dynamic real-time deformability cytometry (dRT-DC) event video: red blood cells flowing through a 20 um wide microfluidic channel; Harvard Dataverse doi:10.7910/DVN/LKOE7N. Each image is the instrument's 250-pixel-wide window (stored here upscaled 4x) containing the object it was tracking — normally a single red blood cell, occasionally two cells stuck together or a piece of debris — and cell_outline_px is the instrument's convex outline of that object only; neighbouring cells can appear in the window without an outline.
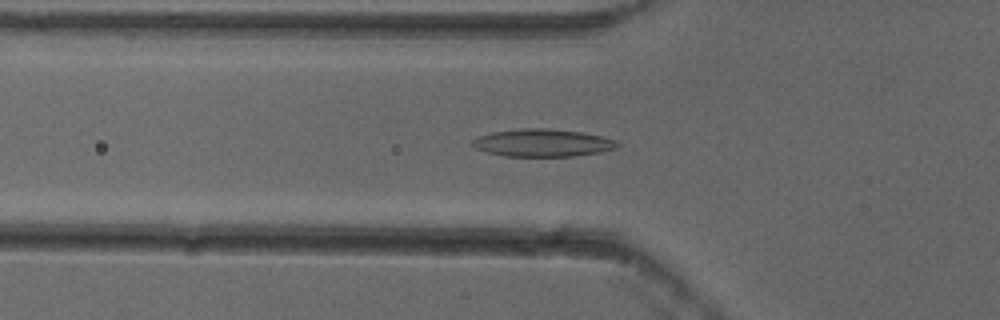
{"species": "common noctule bat (a hibernating species)", "species_latin": "Nyctalus noctula", "temperature_condition": "cold", "stored_images_in_passage": 43, "camera_frame_rate_fps": 3000, "um_per_image_px": 0.085, "animal": {"sex": "female"}, "frame": {"image": 1, "passage_image": 10, "time_ms": 3.0, "image_size_px": [1000, 320], "cell_outline_px": [[620, 144], [616, 148], [600, 152], [572, 156], [504, 156], [488, 152], [476, 148], [472, 144], [472, 140], [476, 136], [492, 132], [524, 128], [548, 128], [584, 132], [616, 140]], "centroid_in_image_um": [46.12, 12.13], "position_along_channel_um": 79.7, "area_um2": 23.29}}
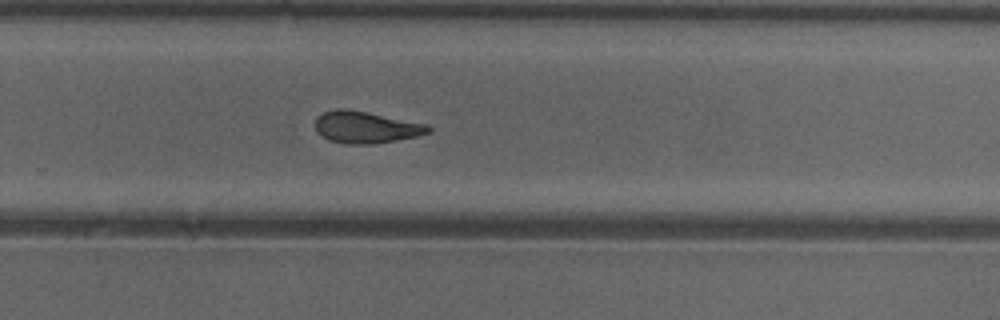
{"frame": {"image": 2, "passage_image": 27, "time_ms": 8.667, "image_size_px": [1000, 320], "cell_outline_px": [[432, 132], [416, 136], [376, 144], [344, 144], [328, 140], [316, 132], [316, 116], [324, 112], [336, 108], [348, 108], [428, 124], [432, 128]], "centroid_in_image_um": [31.09, 10.81], "position_along_channel_um": 298.7, "area_um2": 21.27}}
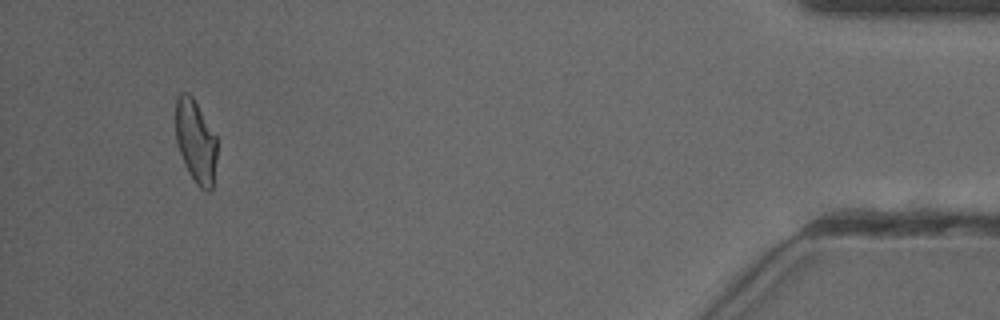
{"frame": {"image": 3, "passage_image": 42, "time_ms": 13.667, "image_size_px": [1000, 320], "cell_outline_px": [[216, 160], [212, 188], [208, 192], [204, 192], [196, 184], [188, 172], [184, 164], [176, 140], [176, 100], [180, 92], [188, 92], [192, 96], [216, 136]], "centroid_in_image_um": [16.63, 12.04], "position_along_channel_um": 418.6, "area_um2": 19.94}}